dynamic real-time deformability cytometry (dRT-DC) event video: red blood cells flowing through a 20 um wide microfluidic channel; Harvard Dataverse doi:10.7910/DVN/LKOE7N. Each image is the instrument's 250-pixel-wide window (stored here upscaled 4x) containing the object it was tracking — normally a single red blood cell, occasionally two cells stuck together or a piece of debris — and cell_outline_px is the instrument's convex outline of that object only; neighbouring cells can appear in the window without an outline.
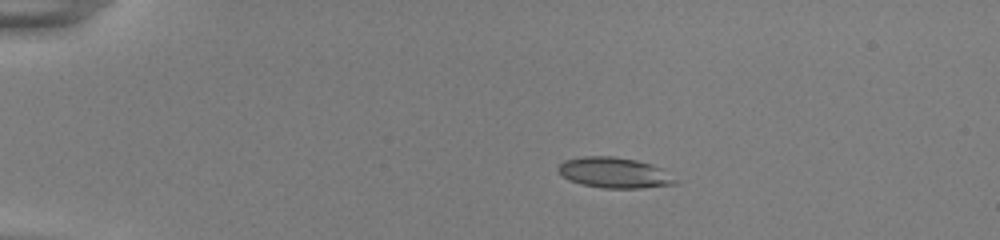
{"species": "common noctule bat (a hibernating species)", "species_latin": "Nyctalus noctula", "temperature_condition": "room temperature", "stored_images_in_passage": 43, "camera_frame_rate_fps": 3000, "um_per_image_px": 0.085, "animal": {"sex": "female", "body_mass_g": 22.0, "forearm_length_mm": 56.7}, "frame": {"image": 1, "passage_image": 1, "time_ms": 0.0, "image_size_px": [1000, 240], "cell_outline_px": [[676, 184], [640, 188], [604, 188], [580, 184], [568, 180], [556, 168], [564, 160], [584, 156], [612, 156], [636, 160], [652, 164], [660, 168], [676, 180]], "centroid_in_image_um": [52.18, 14.68], "position_along_channel_um": 32.8, "area_um2": 20.69}}
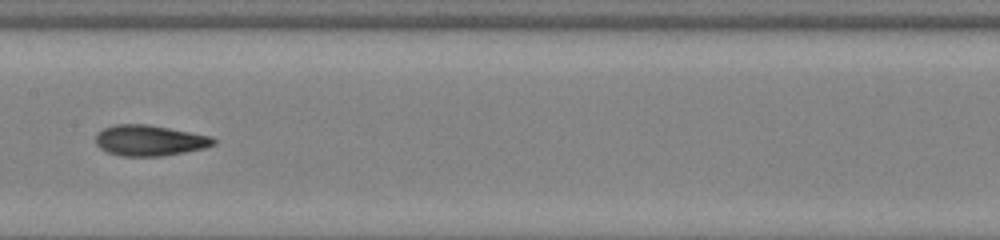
{"frame": {"image": 2, "passage_image": 19, "time_ms": 6.0, "image_size_px": [1000, 240], "cell_outline_px": [[216, 144], [204, 148], [164, 156], [120, 156], [108, 152], [100, 148], [96, 144], [96, 132], [104, 128], [116, 124], [144, 124], [168, 128], [212, 136], [216, 140]], "centroid_in_image_um": [12.71, 11.94], "position_along_channel_um": 194.7, "area_um2": 21.1}}
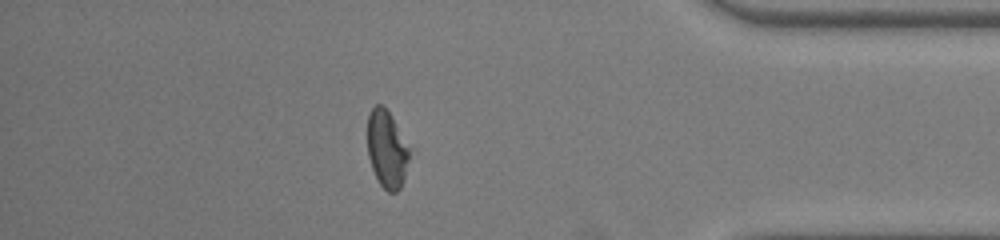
{"frame": {"image": 3, "passage_image": 37, "time_ms": 12.0, "image_size_px": [1000, 240], "cell_outline_px": [[416, 152], [400, 188], [396, 192], [388, 192], [380, 184], [372, 168], [368, 156], [368, 116], [372, 108], [376, 104], [380, 104], [388, 112]], "centroid_in_image_um": [32.99, 12.71], "position_along_channel_um": 402.2, "area_um2": 19.71}, "authors_computed_cell_mechanics": {"area_um2": 20.6924, "velocity_mm_per_s": 3.8821, "shape_relaxation_time_tau1_ms": 7.9744, "shape_relaxation_time_tau2_ms": 2.0677, "deformation_change_tau1": 0.2161, "deformation_change_tau2": 0.0852}}